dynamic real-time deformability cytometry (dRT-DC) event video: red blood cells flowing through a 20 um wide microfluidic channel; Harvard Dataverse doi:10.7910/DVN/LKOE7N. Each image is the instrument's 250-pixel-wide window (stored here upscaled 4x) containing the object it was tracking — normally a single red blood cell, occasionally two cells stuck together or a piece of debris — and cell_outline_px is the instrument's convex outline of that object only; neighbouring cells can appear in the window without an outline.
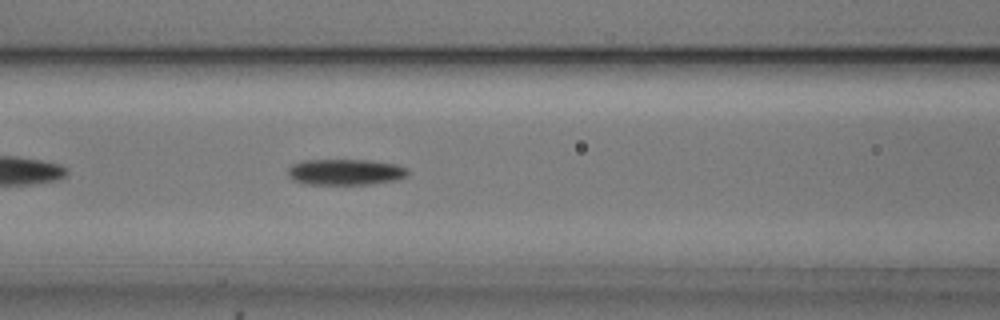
{"species": "common noctule bat (a hibernating species)", "species_latin": "Nyctalus noctula", "temperature_condition": "cold", "stored_images_in_passage": 41, "camera_frame_rate_fps": 3000, "um_per_image_px": 0.085, "animal": {"sex": "male", "body_mass_g": 20.5, "forearm_length_mm": 52.5}, "frame": {"image": 1, "passage_image": 9, "time_ms": 2.667, "image_size_px": [1000, 320], "cell_outline_px": [[408, 176], [396, 180], [368, 184], [308, 184], [292, 180], [288, 176], [288, 168], [292, 164], [304, 160], [372, 160], [396, 164], [404, 168], [408, 172]], "centroid_in_image_um": [29.34, 14.62], "position_along_channel_um": 137.3, "area_um2": 18.15}}
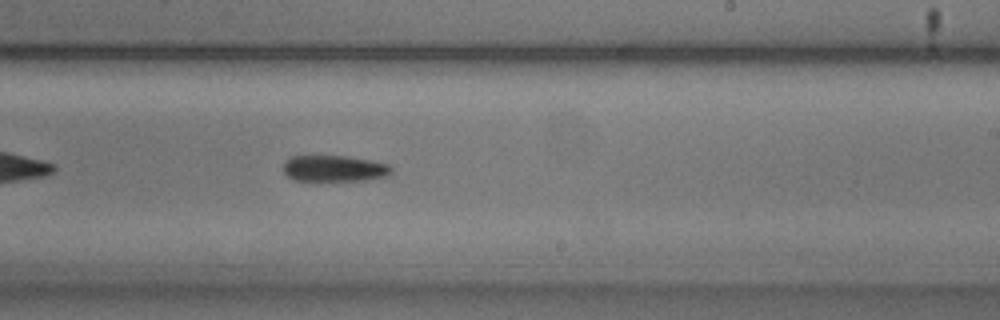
{"frame": {"image": 2, "passage_image": 19, "time_ms": 6.0, "image_size_px": [1000, 320], "cell_outline_px": [[392, 172], [384, 176], [364, 180], [292, 180], [284, 172], [284, 160], [288, 156], [344, 156], [368, 160], [388, 164], [392, 168]], "centroid_in_image_um": [28.35, 14.31], "position_along_channel_um": 260.6, "area_um2": 16.3}}
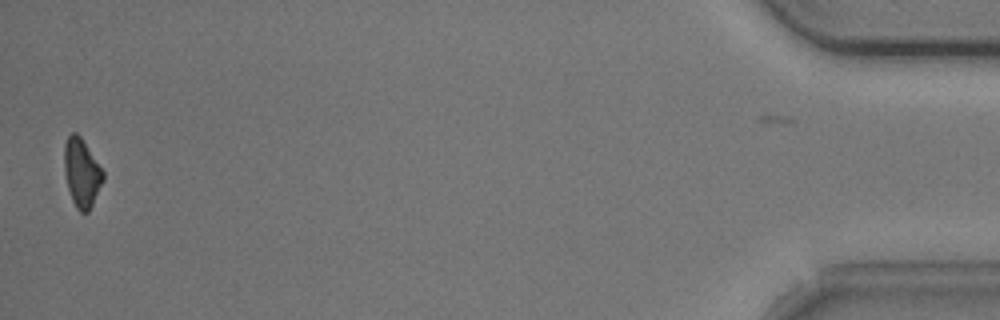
{"frame": {"image": 3, "passage_image": 40, "time_ms": 13.0, "image_size_px": [1000, 320], "cell_outline_px": [[104, 180], [88, 212], [80, 212], [76, 208], [72, 200], [68, 188], [64, 172], [64, 144], [68, 136], [72, 132], [76, 132], [80, 136], [104, 172]], "centroid_in_image_um": [6.93, 14.68], "position_along_channel_um": 428.3, "area_um2": 15.37}, "authors_computed_cell_mechanics": {"area_um2": 16.8776, "velocity_mm_per_s": 3.719, "shape_relaxation_time_tau1_ms": 2.9099, "shape_relaxation_time_tau2_ms": null, "deformation_change_tau1": 0.1001, "deformation_change_tau2": null}}